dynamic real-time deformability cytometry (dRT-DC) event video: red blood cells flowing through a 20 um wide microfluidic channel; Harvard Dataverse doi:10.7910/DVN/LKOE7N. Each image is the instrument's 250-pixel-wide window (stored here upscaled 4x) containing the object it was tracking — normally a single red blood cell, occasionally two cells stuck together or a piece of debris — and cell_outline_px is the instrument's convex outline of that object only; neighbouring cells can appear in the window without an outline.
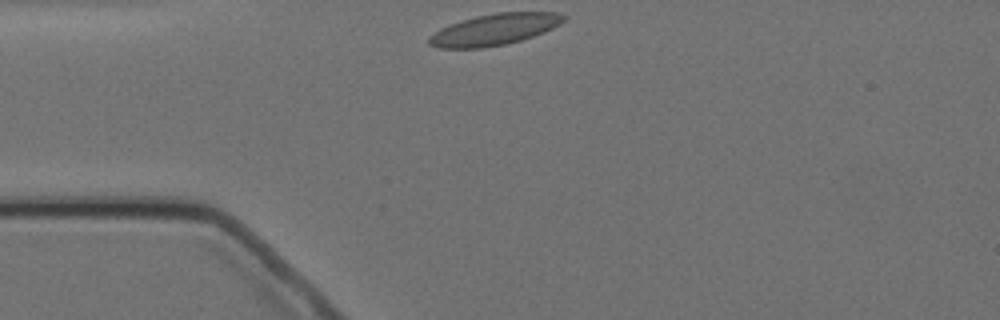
{"species": "Egyptian fruit bat (a non-hibernating species)", "species_latin": "Rousettus aegyptiacus", "temperature_condition": "cold", "stored_images_in_passage": 5, "camera_frame_rate_fps": 3000, "um_per_image_px": 0.085, "animal": {"sex": "female"}, "frame": {"image": 1, "passage_image": 1, "time_ms": 0.0, "image_size_px": [1000, 320], "cell_outline_px": [[568, 16], [560, 24], [544, 32], [520, 40], [504, 44], [480, 48], [440, 48], [428, 44], [428, 36], [440, 28], [460, 20], [476, 16], [496, 12], [560, 12]], "centroid_in_image_um": [42.02, 2.49], "position_along_channel_um": 43.0, "area_um2": 24.62}}
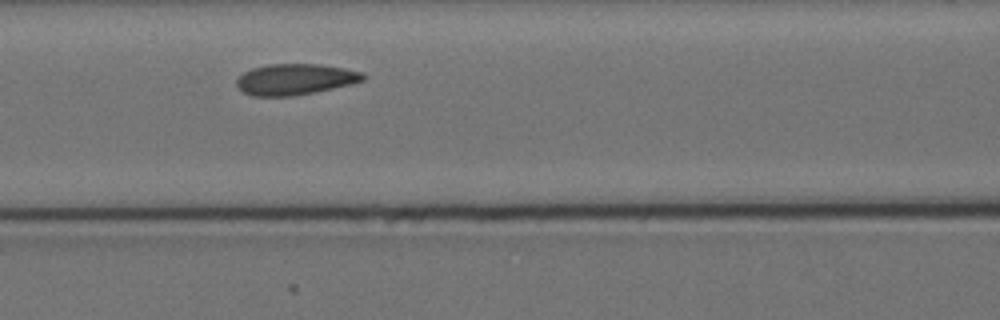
{"frame": {"image": 2, "passage_image": 4, "time_ms": 3.333, "image_size_px": [1000, 320], "cell_outline_px": [[364, 80], [352, 84], [292, 96], [252, 96], [244, 92], [236, 84], [236, 80], [244, 72], [252, 68], [268, 64], [320, 64], [344, 68], [364, 72]], "centroid_in_image_um": [25.09, 6.73], "position_along_channel_um": 141.5, "area_um2": 22.72}}
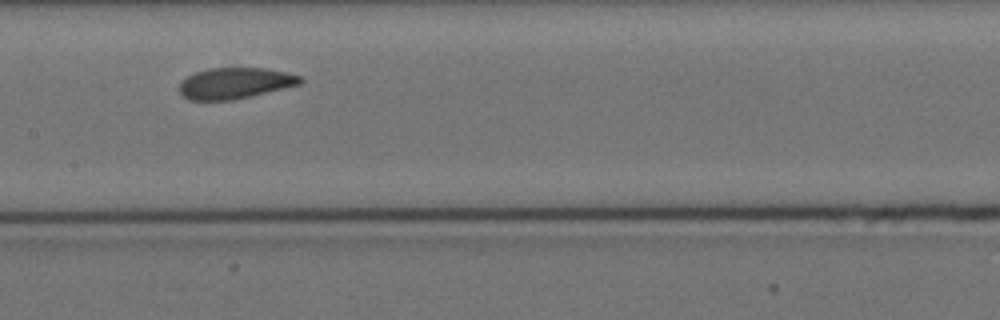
{"frame": {"image": 3, "passage_image": 5, "time_ms": 4.667, "image_size_px": [1000, 320], "cell_outline_px": [[304, 80], [300, 84], [232, 100], [188, 100], [180, 92], [180, 84], [188, 76], [196, 72], [208, 68], [264, 68], [288, 72], [300, 76]], "centroid_in_image_um": [19.98, 7.06], "position_along_channel_um": 187.4, "area_um2": 21.62}}